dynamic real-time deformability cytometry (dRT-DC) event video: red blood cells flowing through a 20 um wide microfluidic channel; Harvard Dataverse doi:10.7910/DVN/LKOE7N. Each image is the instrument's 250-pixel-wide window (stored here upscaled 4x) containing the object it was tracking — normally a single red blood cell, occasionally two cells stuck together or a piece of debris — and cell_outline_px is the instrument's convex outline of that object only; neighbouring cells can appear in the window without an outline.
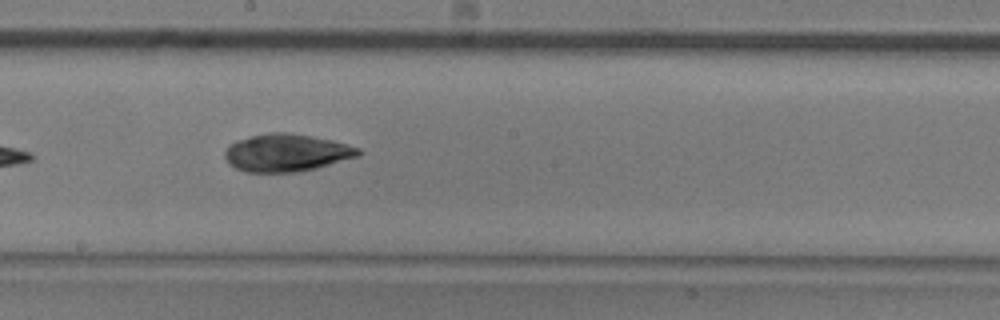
{"species": "common noctule bat (a hibernating species)", "species_latin": "Nyctalus noctula", "temperature_condition": "room temperature", "stored_images_in_passage": 8, "camera_frame_rate_fps": 3000, "um_per_image_px": 0.085, "animal": {"sex": "male", "body_mass_g": 20.5, "forearm_length_mm": 52.5}, "frame": {"image": 1, "passage_image": 8, "time_ms": 2.333, "image_size_px": [1000, 320], "cell_outline_px": [[364, 152], [360, 156], [316, 168], [296, 172], [248, 172], [236, 168], [228, 164], [224, 156], [224, 152], [228, 144], [236, 140], [268, 132], [284, 132], [312, 136], [332, 140], [348, 144], [360, 148]], "centroid_in_image_um": [24.36, 12.98], "position_along_channel_um": 223.8, "area_um2": 29.48}}